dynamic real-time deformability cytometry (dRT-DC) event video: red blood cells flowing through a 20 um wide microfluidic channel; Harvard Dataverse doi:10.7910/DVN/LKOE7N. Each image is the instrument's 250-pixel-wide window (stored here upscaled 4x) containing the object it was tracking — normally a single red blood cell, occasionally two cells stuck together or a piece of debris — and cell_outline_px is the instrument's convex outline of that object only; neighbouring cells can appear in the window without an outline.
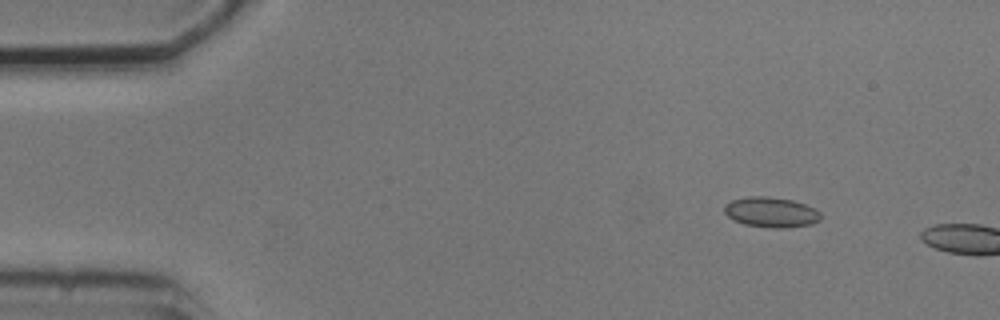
{"species": "common noctule bat (a hibernating species)", "species_latin": "Nyctalus noctula", "temperature_condition": "cold", "stored_images_in_passage": 2, "camera_frame_rate_fps": 3000, "um_per_image_px": 0.085, "animal": {"sex": "male", "body_mass_g": 20.5, "forearm_length_mm": 52.5}, "frame": {"image": 1, "passage_image": 1, "time_ms": 0.0, "image_size_px": [1000, 320], "cell_outline_px": [[820, 220], [812, 224], [780, 228], [772, 228], [744, 224], [732, 220], [724, 212], [724, 204], [732, 200], [748, 196], [768, 196], [792, 200], [816, 208], [820, 212]], "centroid_in_image_um": [65.52, 18.03], "position_along_channel_um": 19.5, "area_um2": 17.05}}